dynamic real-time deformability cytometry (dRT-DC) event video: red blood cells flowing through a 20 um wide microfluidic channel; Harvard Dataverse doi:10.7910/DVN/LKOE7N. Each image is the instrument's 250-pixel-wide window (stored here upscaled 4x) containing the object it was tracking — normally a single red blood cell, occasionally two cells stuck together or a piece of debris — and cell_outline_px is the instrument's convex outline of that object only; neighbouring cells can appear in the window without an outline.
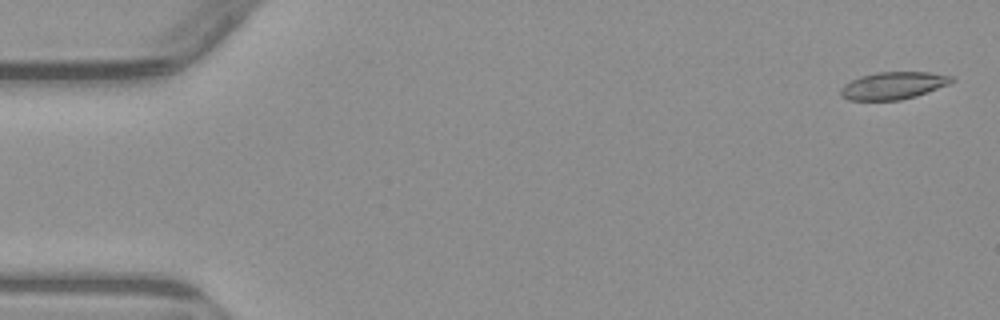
{"species": "common noctule bat (a hibernating species)", "species_latin": "Nyctalus noctula", "temperature_condition": "warm", "stored_images_in_passage": 4, "camera_frame_rate_fps": 3000, "um_per_image_px": 0.085, "animal": {"sex": "male", "body_mass_g": 23.1, "forearm_length_mm": 52.7}, "frame": {"image": 1, "passage_image": 1, "time_ms": 0.0, "image_size_px": [1000, 320], "cell_outline_px": [[956, 80], [948, 84], [916, 96], [900, 100], [848, 100], [840, 96], [840, 88], [844, 84], [860, 76], [876, 72], [928, 72], [956, 76]], "centroid_in_image_um": [75.93, 7.27], "position_along_channel_um": 9.1, "area_um2": 17.8}}
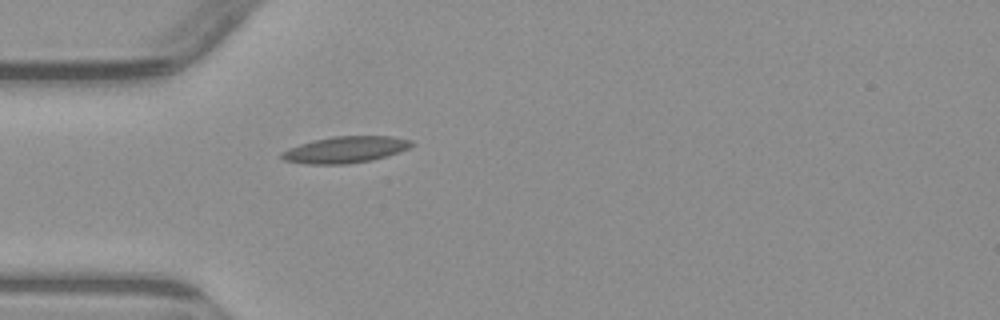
{"frame": {"image": 2, "passage_image": 4, "time_ms": 4.667, "image_size_px": [1000, 320], "cell_outline_px": [[416, 144], [400, 152], [372, 160], [348, 164], [308, 164], [284, 160], [280, 156], [280, 152], [288, 148], [312, 140], [332, 136], [392, 136], [412, 140]], "centroid_in_image_um": [29.37, 12.71], "position_along_channel_um": 55.6, "area_um2": 20.23}}